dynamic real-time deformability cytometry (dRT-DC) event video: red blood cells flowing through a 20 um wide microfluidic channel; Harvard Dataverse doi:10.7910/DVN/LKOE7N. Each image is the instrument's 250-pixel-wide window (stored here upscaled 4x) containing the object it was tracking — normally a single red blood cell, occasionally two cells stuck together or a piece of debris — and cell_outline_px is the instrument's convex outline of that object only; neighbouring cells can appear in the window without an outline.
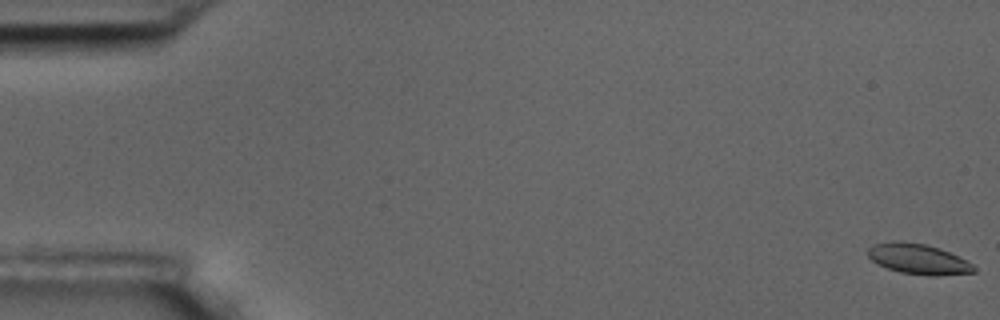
{"species": "common noctule bat (a hibernating species)", "species_latin": "Nyctalus noctula", "temperature_condition": "room temperature", "stored_images_in_passage": 18, "camera_frame_rate_fps": 3000, "um_per_image_px": 0.085, "animal": {"sex": "male", "body_mass_g": 17.5, "forearm_length_mm": 52.3}, "frame": {"image": 1, "passage_image": 1, "time_ms": 0.0, "image_size_px": [1000, 320], "cell_outline_px": [[976, 272], [936, 276], [928, 276], [900, 272], [888, 268], [872, 260], [868, 256], [868, 248], [872, 244], [896, 240], [900, 240], [924, 244], [940, 248], [960, 256], [972, 264], [976, 268]], "centroid_in_image_um": [78.08, 22.01], "position_along_channel_um": 6.9, "area_um2": 18.9}}
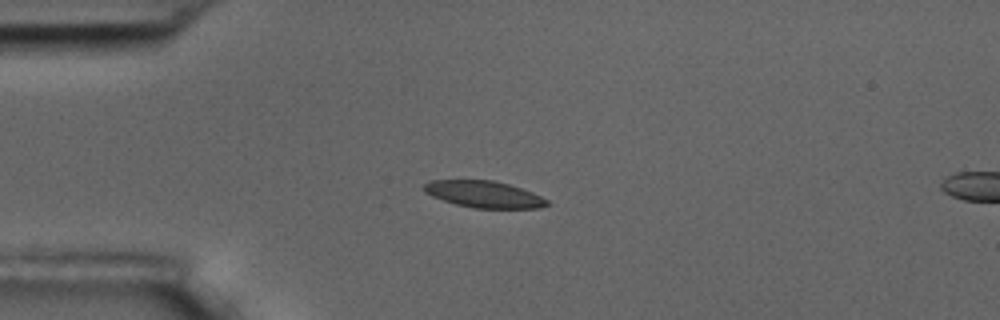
{"frame": {"image": 2, "passage_image": 15, "time_ms": 4.667, "image_size_px": [1000, 320], "cell_outline_px": [[548, 204], [540, 208], [476, 208], [456, 204], [432, 196], [424, 192], [424, 184], [428, 180], [492, 180], [508, 184], [532, 192], [548, 200]], "centroid_in_image_um": [41.12, 16.51], "position_along_channel_um": 43.9, "area_um2": 18.96}}